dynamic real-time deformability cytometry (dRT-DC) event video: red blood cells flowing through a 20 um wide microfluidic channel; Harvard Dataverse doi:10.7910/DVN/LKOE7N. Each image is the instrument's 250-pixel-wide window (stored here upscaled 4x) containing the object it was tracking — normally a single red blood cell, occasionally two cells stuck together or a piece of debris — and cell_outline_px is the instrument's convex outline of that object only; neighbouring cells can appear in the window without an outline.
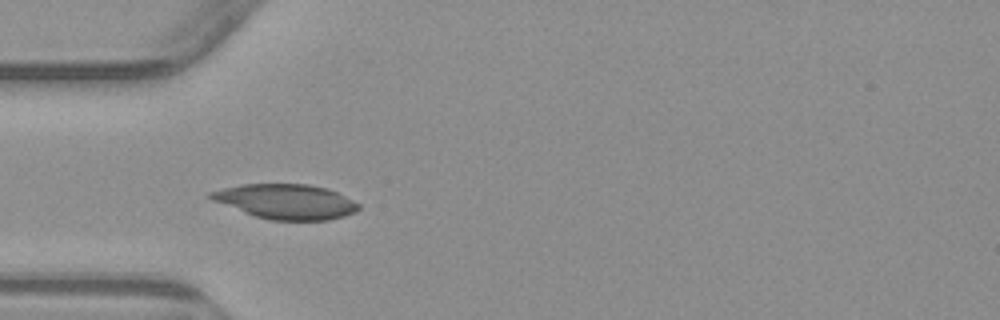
{"species": "common noctule bat (a hibernating species)", "species_latin": "Nyctalus noctula", "temperature_condition": "warm", "stored_images_in_passage": 4, "camera_frame_rate_fps": 3000, "um_per_image_px": 0.085, "animal": {"sex": "male", "body_mass_g": 23.1, "forearm_length_mm": 52.7}, "frame": {"image": 1, "passage_image": 3, "time_ms": 2.333, "image_size_px": [1000, 320], "cell_outline_px": [[360, 208], [356, 212], [344, 216], [328, 220], [268, 220], [244, 212], [212, 200], [204, 196], [208, 192], [224, 188], [244, 184], [308, 184], [328, 188], [360, 204]], "centroid_in_image_um": [24.3, 17.13], "position_along_channel_um": 60.7, "area_um2": 30.0}}
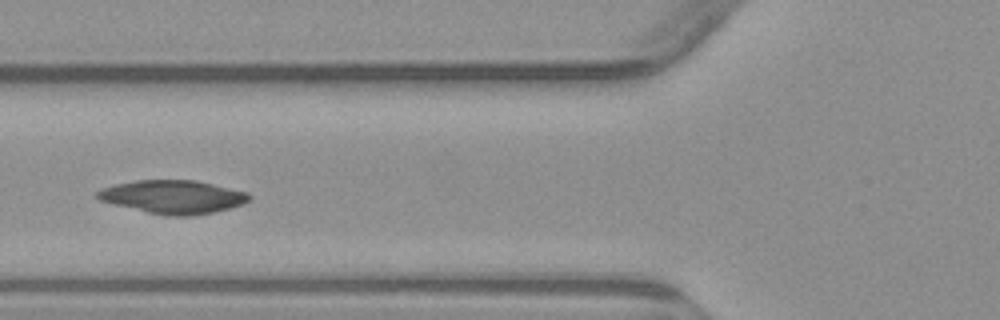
{"frame": {"image": 2, "passage_image": 4, "time_ms": 3.667, "image_size_px": [1000, 320], "cell_outline_px": [[252, 200], [228, 208], [212, 212], [192, 216], [168, 216], [148, 212], [100, 200], [96, 196], [96, 192], [104, 188], [116, 184], [136, 180], [196, 180], [248, 192], [252, 196]], "centroid_in_image_um": [14.75, 16.72], "position_along_channel_um": 111.0, "area_um2": 29.19}}